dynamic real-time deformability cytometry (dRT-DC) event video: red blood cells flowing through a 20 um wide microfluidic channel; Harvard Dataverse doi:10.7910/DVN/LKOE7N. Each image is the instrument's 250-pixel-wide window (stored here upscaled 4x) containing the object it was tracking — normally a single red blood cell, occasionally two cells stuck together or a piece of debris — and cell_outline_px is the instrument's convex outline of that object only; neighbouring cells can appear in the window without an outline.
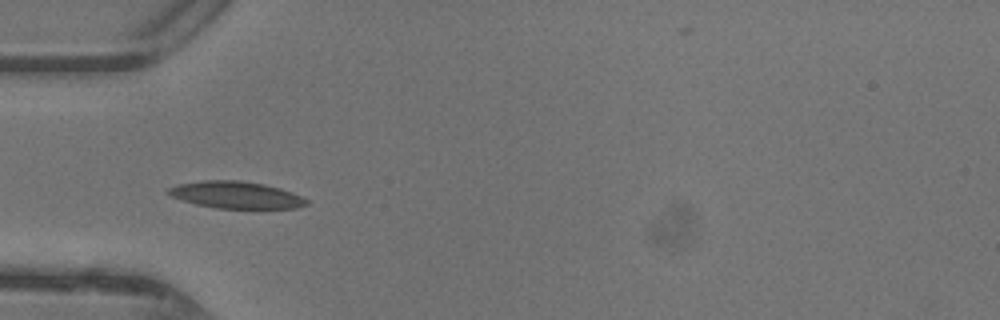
{"species": "common noctule bat (a hibernating species)", "species_latin": "Nyctalus noctula", "temperature_condition": "warm", "stored_images_in_passage": 34, "camera_frame_rate_fps": 3000, "um_per_image_px": 0.085, "animal": {"sex": "female"}, "frame": {"image": 1, "passage_image": 1, "time_ms": 0.0, "image_size_px": [1000, 320], "cell_outline_px": [[308, 204], [296, 208], [216, 208], [196, 204], [172, 196], [164, 192], [168, 188], [176, 184], [204, 180], [240, 180], [264, 184], [280, 188], [292, 192], [308, 200]], "centroid_in_image_um": [20.04, 16.56], "position_along_channel_um": 65.0, "area_um2": 21.68}}
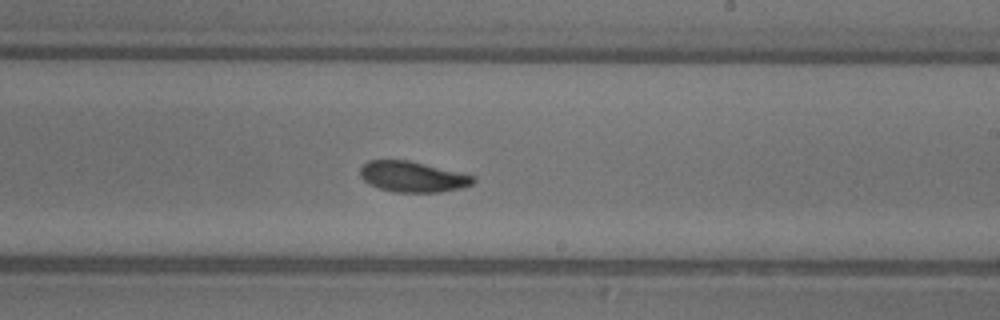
{"frame": {"image": 2, "passage_image": 14, "time_ms": 4.333, "image_size_px": [1000, 320], "cell_outline_px": [[476, 180], [472, 184], [460, 188], [440, 192], [392, 192], [368, 184], [360, 176], [360, 168], [368, 160], [408, 160], [476, 176]], "centroid_in_image_um": [35.06, 15.02], "position_along_channel_um": 253.9, "area_um2": 20.17}}
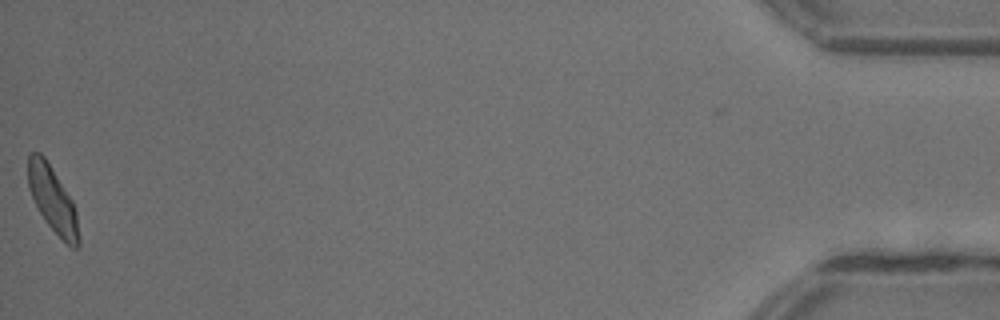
{"frame": {"image": 3, "passage_image": 33, "time_ms": 10.667, "image_size_px": [1000, 320], "cell_outline_px": [[80, 248], [72, 248], [44, 220], [28, 188], [28, 152], [40, 152], [44, 156], [72, 200], [76, 212], [80, 236]], "centroid_in_image_um": [4.48, 16.96], "position_along_channel_um": 430.7, "area_um2": 19.19}, "authors_computed_cell_mechanics": {"area_um2": 20.1722, "velocity_mm_per_s": 4.3877, "shape_relaxation_time_tau1_ms": 3.2266, "shape_relaxation_time_tau2_ms": 2.2595, "deformation_change_tau1": 0.1331, "deformation_change_tau2": 0.076}}